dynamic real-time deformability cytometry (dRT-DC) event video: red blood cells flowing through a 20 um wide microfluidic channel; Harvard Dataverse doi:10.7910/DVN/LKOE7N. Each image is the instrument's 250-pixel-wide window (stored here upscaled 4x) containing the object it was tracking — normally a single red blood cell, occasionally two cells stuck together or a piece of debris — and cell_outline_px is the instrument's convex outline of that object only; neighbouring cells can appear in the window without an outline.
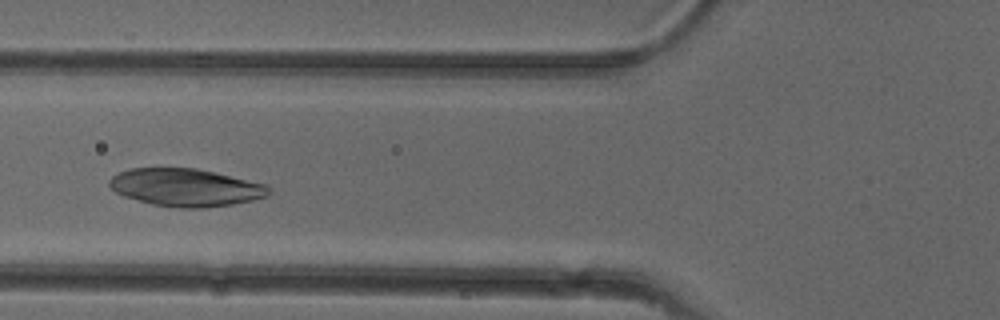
{"species": "common noctule bat (a hibernating species)", "species_latin": "Nyctalus noctula", "temperature_condition": "cold", "stored_images_in_passage": 5, "camera_frame_rate_fps": 3000, "um_per_image_px": 0.085, "animal": {"sex": "female"}, "frame": {"image": 1, "passage_image": 5, "time_ms": 4.667, "image_size_px": [1000, 320], "cell_outline_px": [[272, 192], [268, 196], [252, 200], [232, 204], [204, 208], [176, 208], [152, 204], [124, 196], [116, 192], [108, 184], [108, 180], [112, 176], [128, 168], [196, 168], [268, 184], [272, 188]], "centroid_in_image_um": [15.82, 15.93], "position_along_channel_um": 110.0, "area_um2": 35.2}}